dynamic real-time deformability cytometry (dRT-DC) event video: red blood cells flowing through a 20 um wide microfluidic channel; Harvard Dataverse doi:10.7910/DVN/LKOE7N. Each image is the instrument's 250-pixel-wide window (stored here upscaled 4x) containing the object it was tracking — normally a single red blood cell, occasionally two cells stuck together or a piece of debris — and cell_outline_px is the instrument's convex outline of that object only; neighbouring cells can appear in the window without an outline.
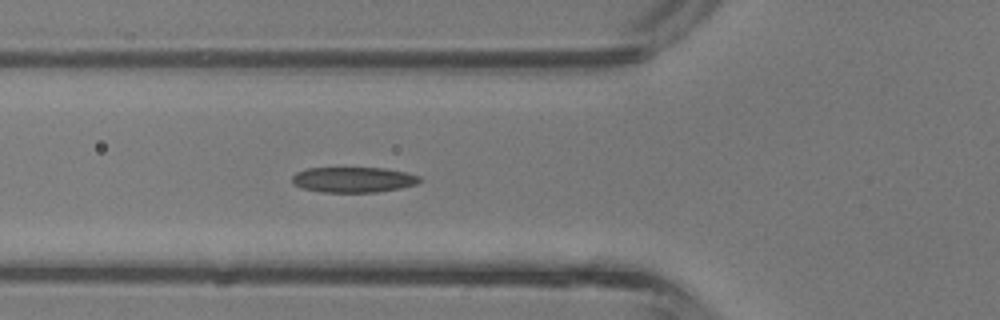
{"species": "common noctule bat (a hibernating species)", "species_latin": "Nyctalus noctula", "temperature_condition": "room temperature", "stored_images_in_passage": 27, "camera_frame_rate_fps": 3000, "um_per_image_px": 0.085, "animal": {"sex": "male", "body_mass_g": 13.3}, "frame": {"image": 1, "passage_image": 6, "time_ms": 1.667, "image_size_px": [1000, 320], "cell_outline_px": [[420, 180], [416, 184], [400, 188], [376, 192], [320, 192], [300, 188], [292, 184], [292, 176], [296, 172], [308, 168], [384, 168], [408, 172], [420, 176]], "centroid_in_image_um": [30.0, 15.27], "position_along_channel_um": 95.8, "area_um2": 19.02}}
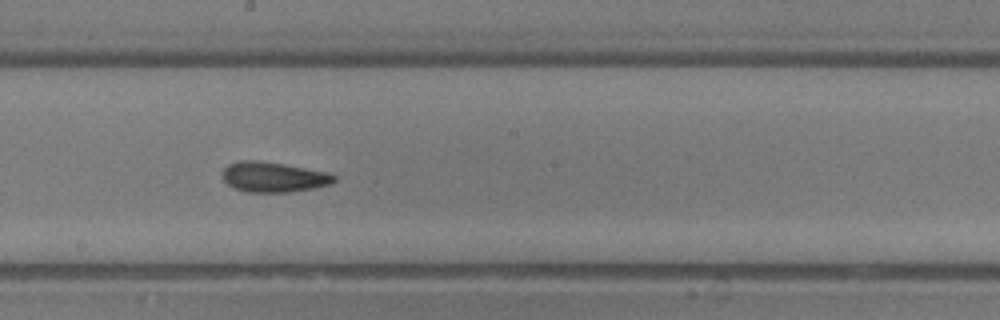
{"frame": {"image": 2, "passage_image": 14, "time_ms": 4.333, "image_size_px": [1000, 320], "cell_outline_px": [[336, 180], [332, 184], [312, 188], [288, 192], [244, 192], [228, 184], [224, 180], [224, 168], [228, 164], [240, 160], [256, 160], [284, 164], [328, 172], [336, 176]], "centroid_in_image_um": [23.27, 15.04], "position_along_channel_um": 224.9, "area_um2": 19.54}}
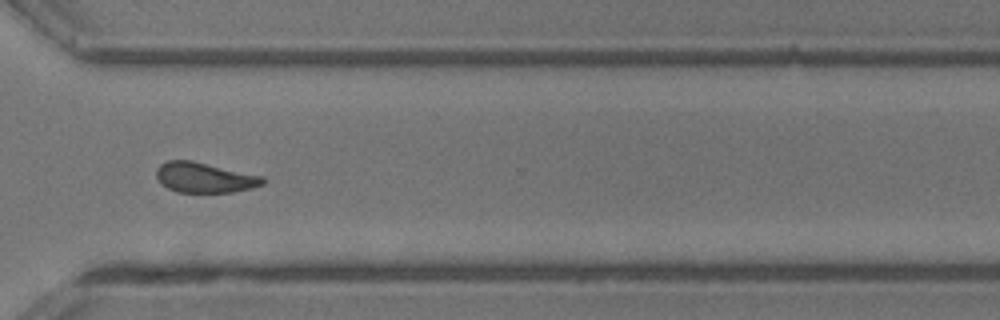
{"frame": {"image": 3, "passage_image": 22, "time_ms": 7.0, "image_size_px": [1000, 320], "cell_outline_px": [[268, 180], [264, 184], [252, 188], [232, 192], [176, 192], [160, 184], [156, 176], [156, 168], [160, 164], [168, 160], [192, 160], [264, 176]], "centroid_in_image_um": [17.4, 15.09], "position_along_channel_um": 353.2, "area_um2": 19.02}, "authors_computed_cell_mechanics": {"area_um2": 19.363, "velocity_mm_per_s": 4.8206, "shape_relaxation_time_tau1_ms": 2.6635, "shape_relaxation_time_tau2_ms": 2.4006, "deformation_change_tau1": 0.1123, "deformation_change_tau2": 0.1065}}